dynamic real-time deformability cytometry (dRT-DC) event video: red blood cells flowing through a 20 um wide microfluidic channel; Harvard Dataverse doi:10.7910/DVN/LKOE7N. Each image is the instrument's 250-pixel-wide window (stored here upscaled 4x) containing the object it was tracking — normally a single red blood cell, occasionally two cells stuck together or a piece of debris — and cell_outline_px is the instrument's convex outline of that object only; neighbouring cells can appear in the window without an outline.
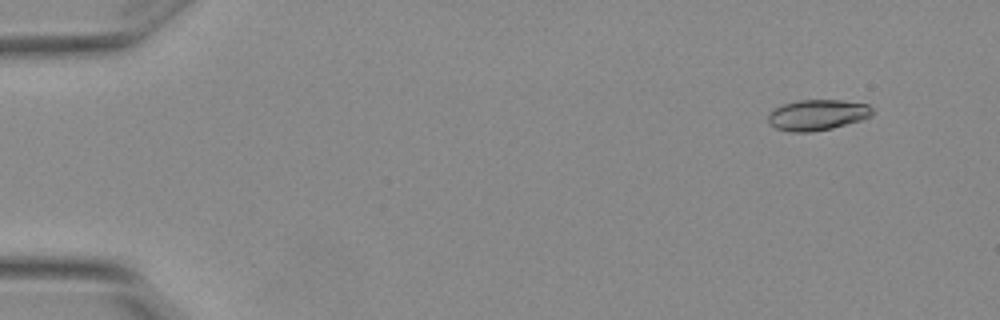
{"species": "Egyptian fruit bat (a non-hibernating species)", "species_latin": "Rousettus aegyptiacus", "temperature_condition": "warm", "stored_images_in_passage": 7, "camera_frame_rate_fps": 3000, "um_per_image_px": 0.085, "animal": {"sex": "female"}, "frame": {"image": 1, "passage_image": 2, "time_ms": 0.333, "image_size_px": [1000, 320], "cell_outline_px": [[876, 112], [872, 116], [860, 120], [832, 128], [812, 132], [792, 132], [776, 128], [768, 124], [768, 116], [776, 108], [784, 104], [800, 100], [840, 100], [868, 104]], "centroid_in_image_um": [69.51, 9.77], "position_along_channel_um": 15.5, "area_um2": 18.61}}